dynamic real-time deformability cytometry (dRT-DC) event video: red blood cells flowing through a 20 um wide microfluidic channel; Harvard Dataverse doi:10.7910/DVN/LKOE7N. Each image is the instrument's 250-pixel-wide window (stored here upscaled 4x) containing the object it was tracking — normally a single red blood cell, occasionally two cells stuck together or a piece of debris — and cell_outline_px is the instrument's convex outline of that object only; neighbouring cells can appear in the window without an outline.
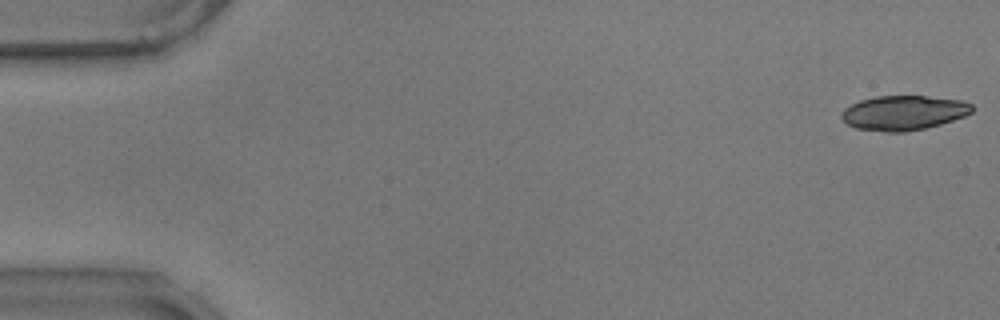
{"species": "common noctule bat (a hibernating species)", "species_latin": "Nyctalus noctula", "temperature_condition": "warm", "stored_images_in_passage": 57, "camera_frame_rate_fps": 3000, "um_per_image_px": 0.085, "animal": {"sex": "male", "body_mass_g": 17.9}, "frame": {"image": 1, "passage_image": 1, "time_ms": 0.0, "image_size_px": [1000, 320], "cell_outline_px": [[972, 112], [964, 116], [940, 124], [924, 128], [904, 132], [884, 132], [856, 128], [848, 124], [840, 116], [840, 112], [844, 108], [860, 100], [876, 96], [924, 96], [964, 100], [972, 104]], "centroid_in_image_um": [76.79, 9.58], "position_along_channel_um": 8.2, "area_um2": 26.3}}
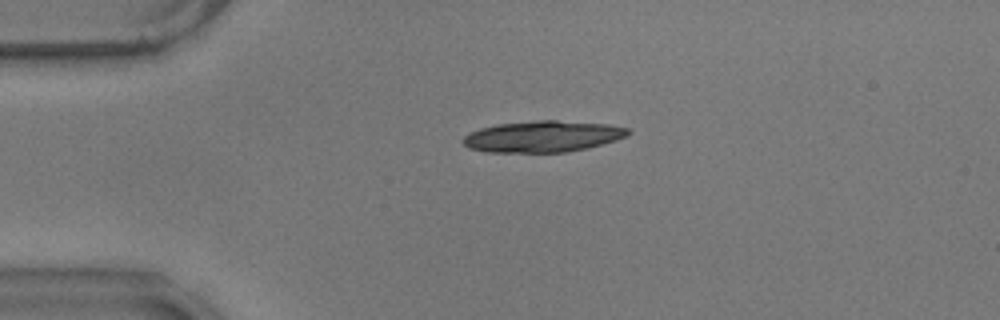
{"frame": {"image": 2, "passage_image": 13, "time_ms": 4.0, "image_size_px": [1000, 320], "cell_outline_px": [[632, 132], [628, 136], [616, 140], [584, 148], [564, 152], [484, 152], [468, 148], [460, 140], [464, 136], [480, 128], [496, 124], [536, 120], [556, 120], [608, 124], [628, 128]], "centroid_in_image_um": [46.11, 11.59], "position_along_channel_um": 38.9, "area_um2": 30.11}}